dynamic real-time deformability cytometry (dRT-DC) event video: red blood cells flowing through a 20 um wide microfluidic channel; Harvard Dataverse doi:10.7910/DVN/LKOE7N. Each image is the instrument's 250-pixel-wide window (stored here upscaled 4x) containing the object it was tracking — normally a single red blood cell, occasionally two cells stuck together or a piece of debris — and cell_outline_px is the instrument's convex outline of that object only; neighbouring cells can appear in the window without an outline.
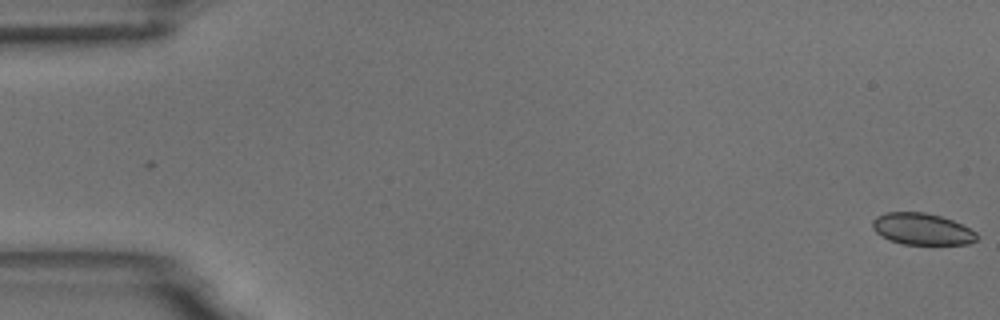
{"species": "common noctule bat (a hibernating species)", "species_latin": "Nyctalus noctula", "temperature_condition": "room temperature", "stored_images_in_passage": 14, "camera_frame_rate_fps": 3000, "um_per_image_px": 0.085, "animal": {"sex": "male", "body_mass_g": 18.8}, "frame": {"image": 1, "passage_image": 1, "time_ms": 0.0, "image_size_px": [1000, 320], "cell_outline_px": [[980, 236], [976, 240], [968, 244], [904, 244], [888, 240], [880, 236], [872, 228], [872, 220], [876, 216], [884, 212], [924, 212], [940, 216], [952, 220], [976, 232]], "centroid_in_image_um": [78.34, 19.47], "position_along_channel_um": 6.7, "area_um2": 19.31}}